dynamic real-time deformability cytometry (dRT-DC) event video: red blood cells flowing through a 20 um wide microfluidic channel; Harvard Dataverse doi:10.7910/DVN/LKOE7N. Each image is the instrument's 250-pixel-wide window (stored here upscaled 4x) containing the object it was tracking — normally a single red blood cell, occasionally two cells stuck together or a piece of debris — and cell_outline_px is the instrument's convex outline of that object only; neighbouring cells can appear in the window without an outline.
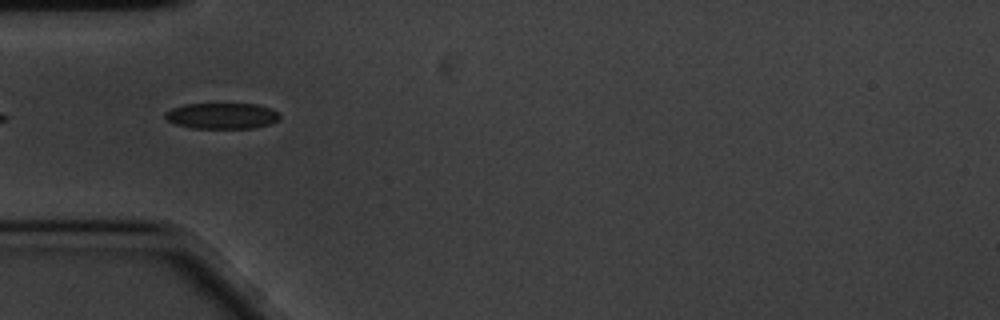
{"species": "common noctule bat (a hibernating species)", "species_latin": "Nyctalus noctula", "temperature_condition": "cold", "stored_images_in_passage": 7, "camera_frame_rate_fps": 3000, "um_per_image_px": 0.085, "animal": {"sex": "male", "body_mass_g": 20.1, "forearm_length_mm": 53.5}, "frame": {"image": 1, "passage_image": 1, "time_ms": 0.0, "image_size_px": [1000, 320], "cell_outline_px": [[280, 116], [276, 120], [268, 124], [256, 128], [192, 128], [176, 124], [168, 120], [164, 116], [164, 112], [172, 108], [184, 104], [256, 104], [280, 112]], "centroid_in_image_um": [18.84, 9.84], "position_along_channel_um": 66.2, "area_um2": 17.22}}